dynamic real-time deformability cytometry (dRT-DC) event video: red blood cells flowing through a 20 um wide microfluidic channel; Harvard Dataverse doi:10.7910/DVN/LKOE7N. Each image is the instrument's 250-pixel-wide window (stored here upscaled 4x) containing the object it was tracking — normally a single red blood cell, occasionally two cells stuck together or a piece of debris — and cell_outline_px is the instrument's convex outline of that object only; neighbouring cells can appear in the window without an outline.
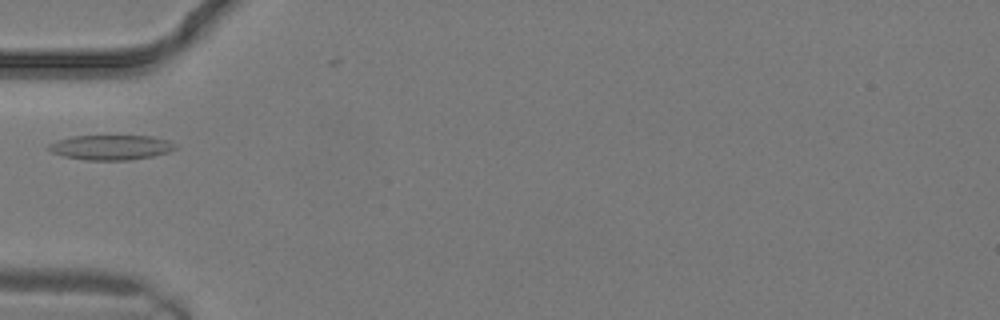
{"species": "common noctule bat (a hibernating species)", "species_latin": "Nyctalus noctula", "temperature_condition": "warm", "stored_images_in_passage": 2, "camera_frame_rate_fps": 3000, "um_per_image_px": 0.085, "animal": {"sex": "male", "body_mass_g": 19.2, "forearm_length_mm": 51.8}, "frame": {"image": 1, "passage_image": 1, "time_ms": 0.0, "image_size_px": [1000, 320], "cell_outline_px": [[176, 148], [168, 152], [152, 156], [128, 160], [84, 160], [64, 156], [52, 152], [48, 148], [48, 144], [56, 140], [72, 136], [152, 136], [168, 140], [176, 144]], "centroid_in_image_um": [9.42, 12.52], "position_along_channel_um": 75.6, "area_um2": 18.32}}